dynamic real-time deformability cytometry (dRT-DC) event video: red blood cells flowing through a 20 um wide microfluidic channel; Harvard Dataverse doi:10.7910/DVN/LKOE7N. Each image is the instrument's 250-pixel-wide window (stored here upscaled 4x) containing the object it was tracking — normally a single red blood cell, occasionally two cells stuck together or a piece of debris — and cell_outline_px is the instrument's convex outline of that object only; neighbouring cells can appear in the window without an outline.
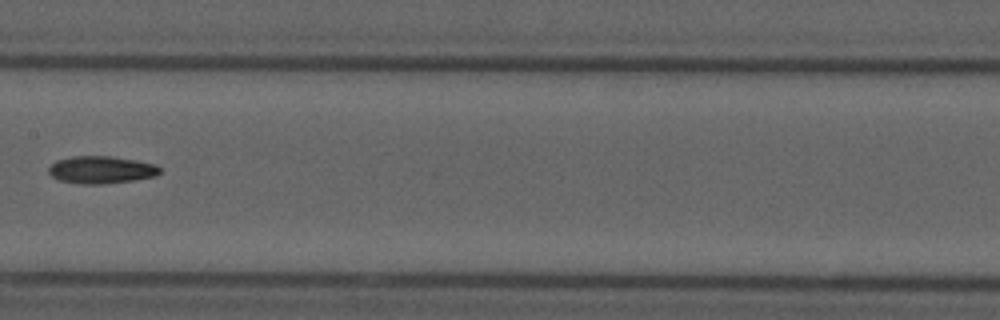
{"species": "common noctule bat (a hibernating species)", "species_latin": "Nyctalus noctula", "temperature_condition": "cold", "stored_images_in_passage": 8, "camera_frame_rate_fps": 3000, "um_per_image_px": 0.085, "animal": {"sex": "male", "forearm_length_mm": 52.5}, "frame": {"image": 1, "passage_image": 8, "time_ms": 9.0, "image_size_px": [1000, 320], "cell_outline_px": [[160, 172], [156, 176], [132, 180], [100, 184], [76, 184], [60, 180], [52, 176], [48, 172], [48, 168], [56, 160], [72, 156], [112, 156], [136, 160], [156, 164], [160, 168]], "centroid_in_image_um": [8.59, 14.42], "position_along_channel_um": 198.8, "area_um2": 17.8}}